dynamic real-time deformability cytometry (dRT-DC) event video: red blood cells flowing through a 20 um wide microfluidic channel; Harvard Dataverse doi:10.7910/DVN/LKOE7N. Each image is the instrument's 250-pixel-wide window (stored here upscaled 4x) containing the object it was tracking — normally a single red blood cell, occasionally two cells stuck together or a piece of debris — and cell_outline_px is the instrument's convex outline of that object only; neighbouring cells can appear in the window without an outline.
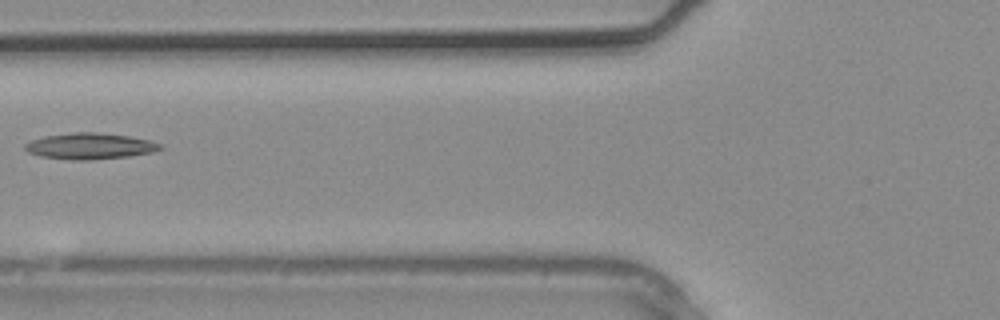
{"species": "common noctule bat (a hibernating species)", "species_latin": "Nyctalus noctula", "temperature_condition": "warm", "stored_images_in_passage": 3, "camera_frame_rate_fps": 3000, "um_per_image_px": 0.085, "animal": {"sex": "male", "body_mass_g": 20.4}, "frame": {"image": 1, "passage_image": 3, "time_ms": 0.667, "image_size_px": [1000, 320], "cell_outline_px": [[164, 148], [152, 152], [128, 156], [92, 160], [72, 160], [40, 156], [28, 152], [24, 148], [24, 144], [32, 140], [44, 136], [76, 132], [96, 132], [128, 136], [148, 140], [160, 144]], "centroid_in_image_um": [7.62, 12.42], "position_along_channel_um": 118.2, "area_um2": 20.46}}